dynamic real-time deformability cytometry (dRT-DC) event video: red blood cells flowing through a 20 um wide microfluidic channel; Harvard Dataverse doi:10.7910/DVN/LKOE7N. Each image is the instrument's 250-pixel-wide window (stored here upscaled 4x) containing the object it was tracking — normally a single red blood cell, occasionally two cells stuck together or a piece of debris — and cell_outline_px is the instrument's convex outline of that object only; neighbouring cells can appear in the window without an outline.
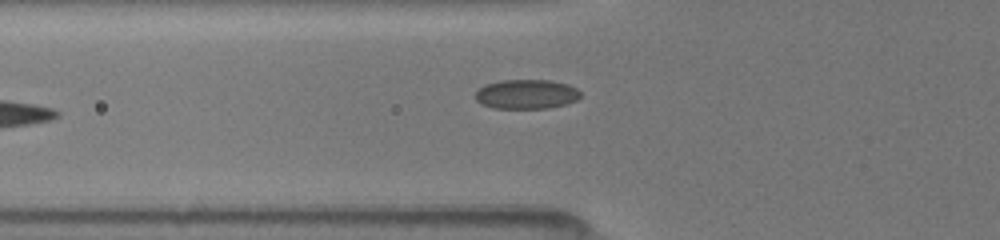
{"species": "common noctule bat (a hibernating species)", "species_latin": "Nyctalus noctula", "temperature_condition": "room temperature", "stored_images_in_passage": 16, "camera_frame_rate_fps": 3000, "um_per_image_px": 0.085, "animal": {"sex": "female", "body_mass_g": 19.5, "forearm_length_mm": 54.1}, "frame": {"image": 1, "passage_image": 16, "time_ms": 4.667, "image_size_px": [1000, 240], "cell_outline_px": [[580, 96], [576, 100], [568, 104], [548, 108], [492, 108], [480, 104], [476, 100], [476, 92], [484, 84], [500, 80], [552, 80], [568, 84], [576, 88], [580, 92]], "centroid_in_image_um": [44.74, 8.0], "position_along_channel_um": 81.1, "area_um2": 18.21}}